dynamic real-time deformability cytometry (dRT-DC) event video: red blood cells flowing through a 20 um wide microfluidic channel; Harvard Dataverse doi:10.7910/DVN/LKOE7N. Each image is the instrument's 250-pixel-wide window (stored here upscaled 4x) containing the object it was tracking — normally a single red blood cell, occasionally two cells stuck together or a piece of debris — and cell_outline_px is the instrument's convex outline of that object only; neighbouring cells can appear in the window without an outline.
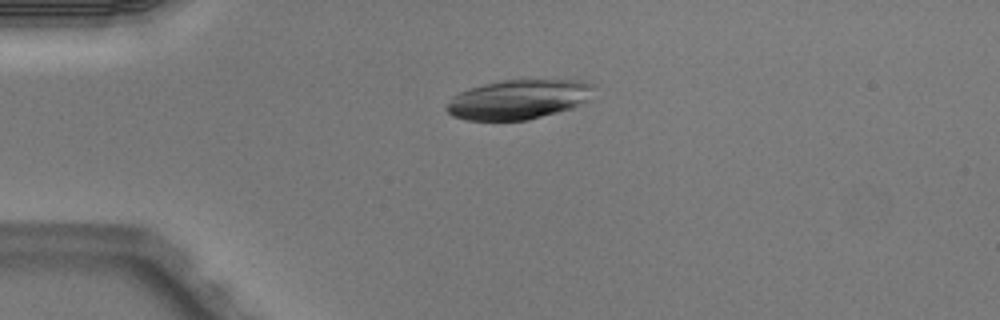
{"species": "Egyptian fruit bat (a non-hibernating species)", "species_latin": "Rousettus aegyptiacus", "temperature_condition": "warm", "stored_images_in_passage": 4, "camera_frame_rate_fps": 3000, "um_per_image_px": 0.085, "animal": {"sex": "male"}, "frame": {"image": 1, "passage_image": 4, "time_ms": 1.0, "image_size_px": [1000, 320], "cell_outline_px": [[596, 88], [588, 100], [572, 108], [528, 120], [468, 120], [452, 116], [444, 108], [452, 96], [460, 92], [484, 84], [504, 80], [580, 80], [596, 84]], "centroid_in_image_um": [44.1, 8.45], "position_along_channel_um": 40.9, "area_um2": 33.99}}